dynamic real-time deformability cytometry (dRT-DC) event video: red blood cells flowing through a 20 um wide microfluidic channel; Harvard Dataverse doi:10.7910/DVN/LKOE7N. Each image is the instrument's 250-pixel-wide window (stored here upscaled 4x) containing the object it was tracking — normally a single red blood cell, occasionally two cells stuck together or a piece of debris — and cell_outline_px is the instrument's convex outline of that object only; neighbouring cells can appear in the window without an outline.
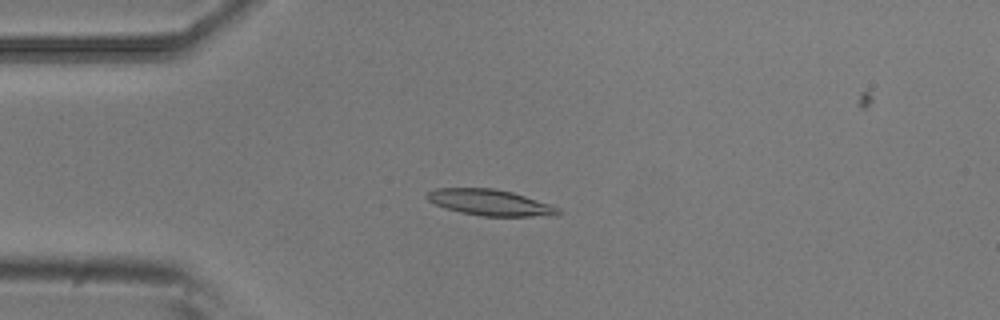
{"species": "common noctule bat (a hibernating species)", "species_latin": "Nyctalus noctula", "temperature_condition": "room temperature", "stored_images_in_passage": 5, "camera_frame_rate_fps": 3000, "um_per_image_px": 0.085, "animal": {"sex": "male", "body_mass_g": 20.5, "forearm_length_mm": 52.5}, "frame": {"image": 1, "passage_image": 3, "time_ms": 0.667, "image_size_px": [1000, 320], "cell_outline_px": [[564, 212], [556, 216], [480, 216], [460, 212], [436, 204], [428, 200], [424, 196], [428, 192], [436, 188], [492, 188], [512, 192], [560, 208]], "centroid_in_image_um": [41.68, 17.22], "position_along_channel_um": 43.3, "area_um2": 19.83}}
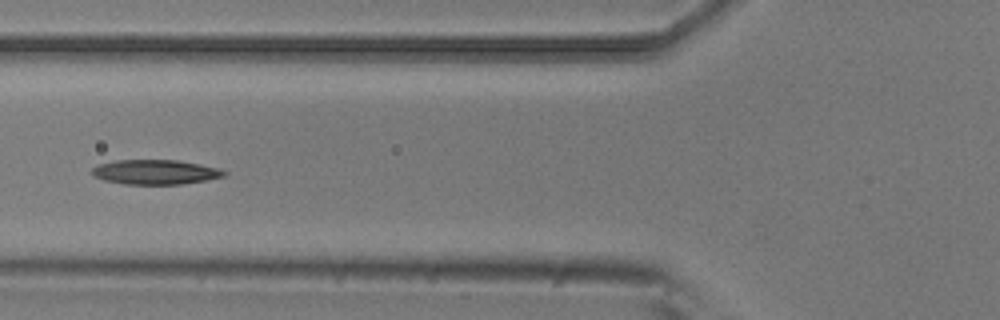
{"frame": {"image": 2, "passage_image": 5, "time_ms": 1.333, "image_size_px": [1000, 320], "cell_outline_px": [[228, 172], [224, 176], [204, 180], [180, 184], [124, 184], [104, 180], [92, 176], [92, 168], [100, 164], [116, 160], [176, 160], [200, 164], [220, 168]], "centroid_in_image_um": [13.19, 14.62], "position_along_channel_um": 112.6, "area_um2": 18.9}}